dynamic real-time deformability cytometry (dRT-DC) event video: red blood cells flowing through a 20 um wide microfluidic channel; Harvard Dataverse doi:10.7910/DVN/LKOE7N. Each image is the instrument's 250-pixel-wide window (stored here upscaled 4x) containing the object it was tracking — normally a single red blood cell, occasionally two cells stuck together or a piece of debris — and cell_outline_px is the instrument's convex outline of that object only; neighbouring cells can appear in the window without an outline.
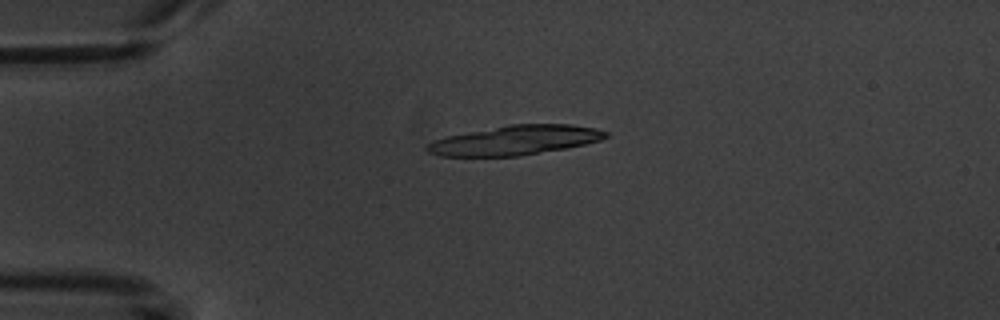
{"species": "common noctule bat (a hibernating species)", "species_latin": "Nyctalus noctula", "temperature_condition": "warm", "stored_images_in_passage": 4, "camera_frame_rate_fps": 3000, "um_per_image_px": 0.085, "animal": {"sex": "male", "body_mass_g": 20.1, "forearm_length_mm": 53.5}, "frame": {"image": 1, "passage_image": 4, "time_ms": 3.667, "image_size_px": [1000, 320], "cell_outline_px": [[608, 136], [600, 140], [584, 144], [564, 148], [516, 156], [440, 156], [428, 152], [424, 148], [424, 144], [432, 140], [448, 136], [508, 124], [572, 124], [596, 128], [608, 132]], "centroid_in_image_um": [43.74, 11.91], "position_along_channel_um": 41.3, "area_um2": 30.58}}